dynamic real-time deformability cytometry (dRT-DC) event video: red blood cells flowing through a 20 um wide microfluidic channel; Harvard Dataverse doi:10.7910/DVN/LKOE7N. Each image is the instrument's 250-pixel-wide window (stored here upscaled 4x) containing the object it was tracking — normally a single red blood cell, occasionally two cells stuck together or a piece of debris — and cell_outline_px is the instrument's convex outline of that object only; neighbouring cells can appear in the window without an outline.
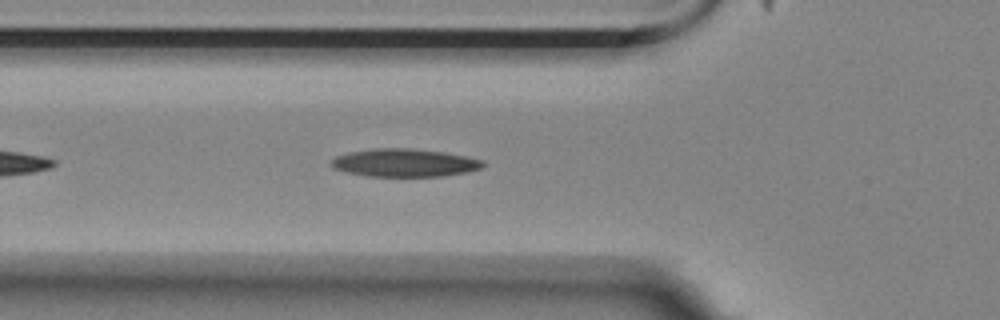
{"species": "Egyptian fruit bat (a non-hibernating species)", "species_latin": "Rousettus aegyptiacus", "temperature_condition": "room temperature", "stored_images_in_passage": 42, "camera_frame_rate_fps": 3000, "um_per_image_px": 0.085, "animal": {"sex": "female"}, "frame": {"image": 1, "passage_image": 7, "time_ms": 2.0, "image_size_px": [1000, 320], "cell_outline_px": [[484, 164], [480, 168], [468, 172], [440, 176], [368, 176], [348, 172], [336, 168], [332, 164], [332, 160], [336, 156], [348, 152], [372, 148], [408, 148], [444, 152], [468, 156], [484, 160]], "centroid_in_image_um": [34.42, 13.82], "position_along_channel_um": 91.4, "area_um2": 24.57}}
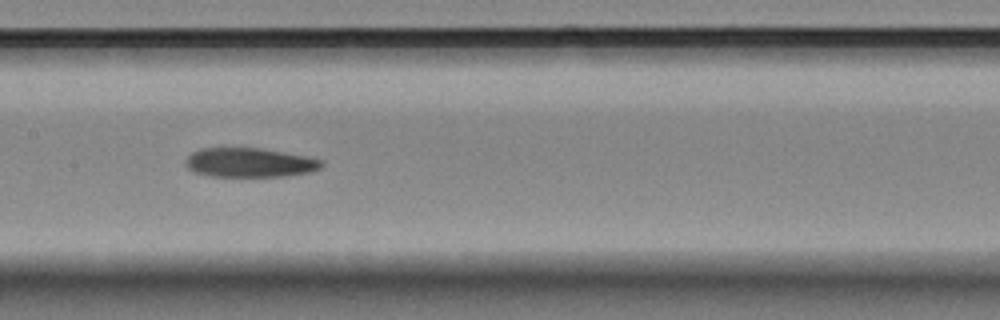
{"frame": {"image": 2, "passage_image": 15, "time_ms": 4.667, "image_size_px": [1000, 320], "cell_outline_px": [[324, 164], [320, 168], [312, 172], [284, 176], [212, 176], [196, 172], [188, 168], [188, 156], [192, 152], [200, 148], [260, 148], [304, 156], [320, 160]], "centroid_in_image_um": [21.24, 13.82], "position_along_channel_um": 186.2, "area_um2": 22.77}}
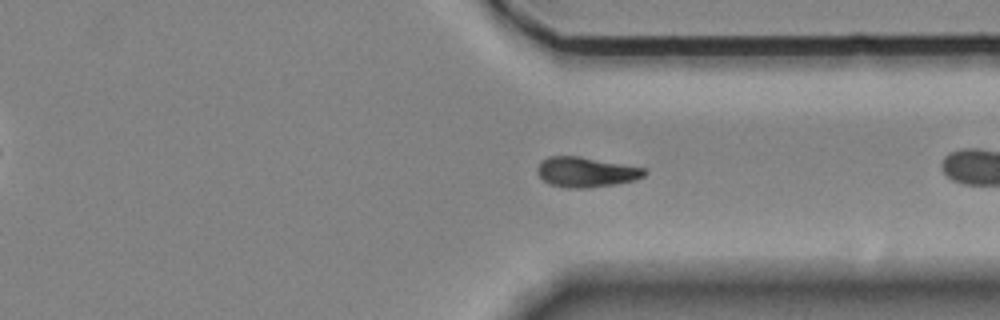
{"frame": {"image": 3, "passage_image": 27, "time_ms": 8.667, "image_size_px": [1000, 320], "cell_outline_px": [[648, 172], [644, 176], [636, 180], [616, 184], [588, 188], [564, 188], [548, 184], [536, 172], [536, 168], [540, 160], [548, 156], [580, 156], [644, 168]], "centroid_in_image_um": [49.78, 14.63], "position_along_channel_um": 361.6, "area_um2": 19.02}}